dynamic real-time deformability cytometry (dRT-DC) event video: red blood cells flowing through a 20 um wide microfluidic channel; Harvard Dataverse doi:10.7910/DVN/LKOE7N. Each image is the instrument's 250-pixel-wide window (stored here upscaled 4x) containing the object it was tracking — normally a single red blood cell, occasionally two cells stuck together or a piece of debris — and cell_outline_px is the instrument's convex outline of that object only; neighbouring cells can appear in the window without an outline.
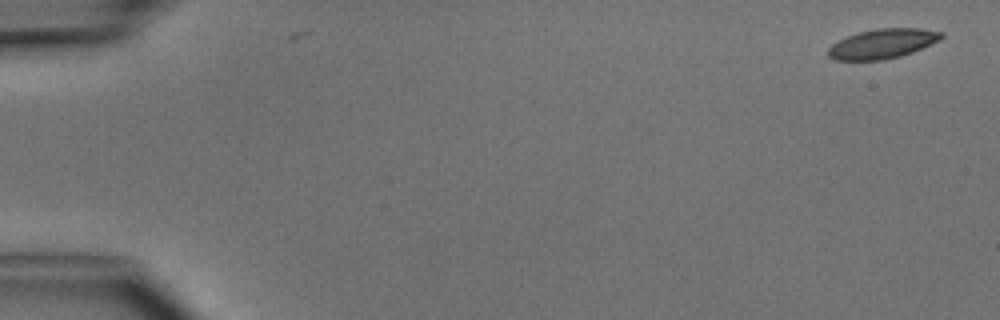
{"species": "common noctule bat (a hibernating species)", "species_latin": "Nyctalus noctula", "temperature_condition": "cold", "stored_images_in_passage": 6, "segment_of_instrument_passage": [1, 2], "camera_frame_rate_fps": 3000, "um_per_image_px": 0.085, "animal": {"sex": "male", "body_mass_g": 15.6}, "frame": {"image": 1, "passage_image": 1, "time_ms": 0.0, "image_size_px": [1000, 320], "cell_outline_px": [[944, 36], [940, 40], [912, 52], [900, 56], [880, 60], [836, 60], [828, 56], [828, 48], [832, 44], [848, 36], [860, 32], [876, 28], [920, 28], [944, 32]], "centroid_in_image_um": [75.04, 3.71], "position_along_channel_um": 10.0, "area_um2": 19.42}}